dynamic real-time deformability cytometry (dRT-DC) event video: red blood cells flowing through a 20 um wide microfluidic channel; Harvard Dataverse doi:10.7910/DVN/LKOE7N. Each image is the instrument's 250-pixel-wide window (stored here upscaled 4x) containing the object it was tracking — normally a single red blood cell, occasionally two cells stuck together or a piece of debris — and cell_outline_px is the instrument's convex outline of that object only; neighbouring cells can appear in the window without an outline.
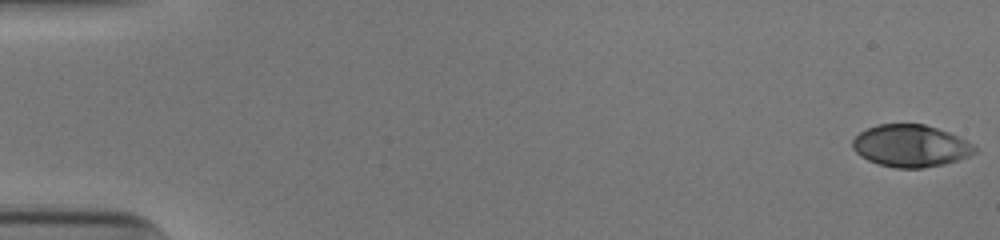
{"species": "human", "species_latin": "Homo sapiens", "temperature_condition": "cold", "stored_images_in_passage": 53, "camera_frame_rate_fps": 3000, "um_per_image_px": 0.085, "donor": {"sex": "male"}, "frame": {"image": 1, "passage_image": 1, "time_ms": 0.0, "image_size_px": [1000, 240], "cell_outline_px": [[976, 152], [968, 156], [944, 164], [920, 168], [896, 168], [880, 164], [868, 160], [860, 156], [852, 148], [852, 140], [860, 132], [876, 124], [924, 124], [948, 132], [972, 144], [976, 148]], "centroid_in_image_um": [77.36, 12.39], "position_along_channel_um": 7.6, "area_um2": 29.71}}
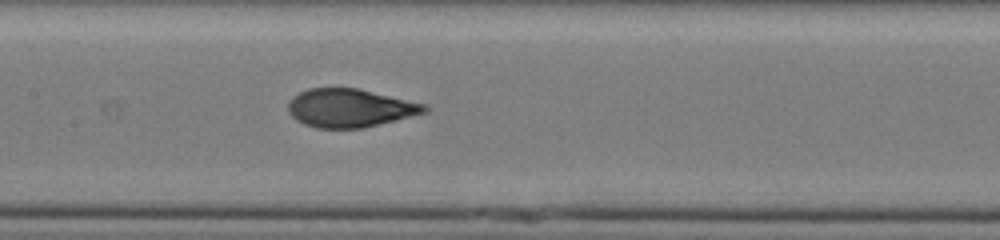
{"frame": {"image": 2, "passage_image": 27, "time_ms": 8.667, "image_size_px": [1000, 240], "cell_outline_px": [[428, 112], [364, 128], [316, 128], [304, 124], [296, 120], [288, 112], [288, 100], [292, 96], [308, 88], [356, 88], [428, 104]], "centroid_in_image_um": [29.74, 9.18], "position_along_channel_um": 177.7, "area_um2": 30.63}}
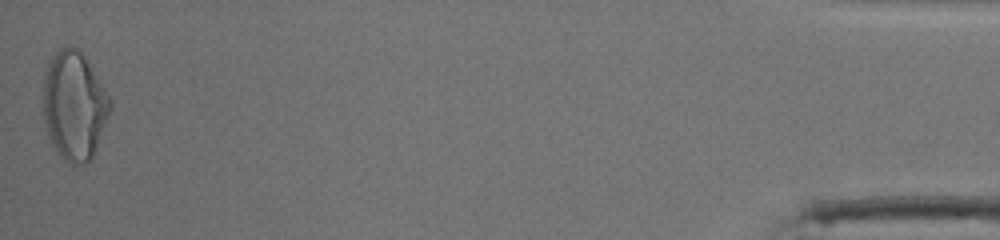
{"frame": {"image": 3, "passage_image": 53, "time_ms": 17.333, "image_size_px": [1000, 240], "cell_outline_px": [[112, 108], [96, 148], [92, 156], [84, 164], [68, 164], [60, 156], [52, 144], [44, 120], [40, 100], [44, 76], [48, 64], [52, 56], [60, 48], [68, 44], [76, 48], [84, 56], [112, 100]], "centroid_in_image_um": [6.28, 8.97], "position_along_channel_um": 428.9, "area_um2": 42.71}, "authors_computed_cell_mechanics": {"area_um2": 30.923, "velocity_mm_per_s": 3.9097, "shape_relaxation_time_tau1_ms": 7.0873, "shape_relaxation_time_tau2_ms": null, "deformation_change_tau1": 0.2568, "deformation_change_tau2": null}}